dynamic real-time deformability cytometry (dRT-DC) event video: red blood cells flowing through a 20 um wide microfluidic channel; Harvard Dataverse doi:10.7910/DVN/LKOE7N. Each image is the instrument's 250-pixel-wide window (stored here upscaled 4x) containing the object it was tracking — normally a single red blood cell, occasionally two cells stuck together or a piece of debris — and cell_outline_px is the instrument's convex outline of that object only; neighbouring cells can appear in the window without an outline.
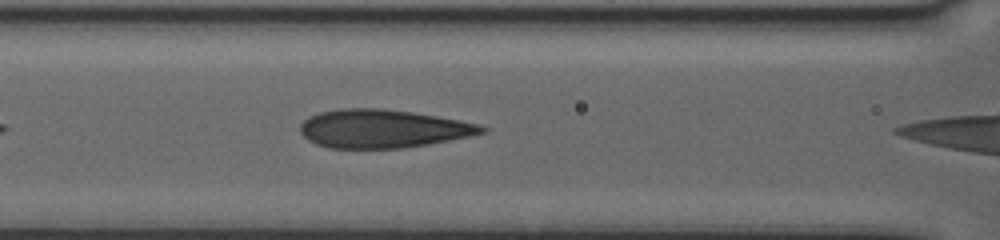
{"species": "human", "species_latin": "Homo sapiens", "temperature_condition": "warm", "stored_images_in_passage": 36, "camera_frame_rate_fps": 3000, "um_per_image_px": 0.085, "donor": {"sex": "female"}, "frame": {"image": 1, "passage_image": 9, "time_ms": 2.667, "image_size_px": [1000, 240], "cell_outline_px": [[488, 132], [472, 136], [428, 144], [404, 148], [328, 148], [316, 144], [308, 140], [300, 132], [300, 124], [308, 116], [320, 112], [340, 108], [380, 108], [412, 112], [460, 120], [480, 124], [488, 128]], "centroid_in_image_um": [32.55, 10.94], "position_along_channel_um": 134.1, "area_um2": 40.81}}
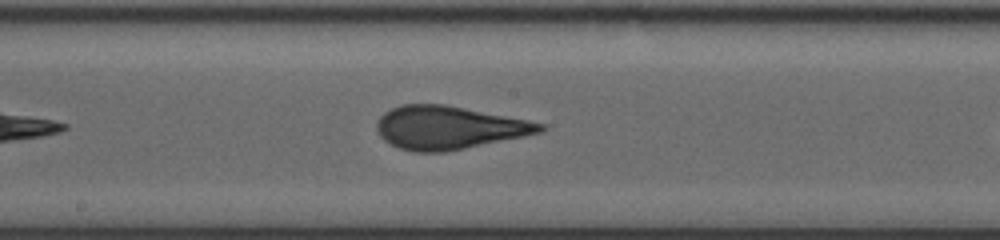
{"frame": {"image": 2, "passage_image": 16, "time_ms": 5.0, "image_size_px": [1000, 240], "cell_outline_px": [[548, 128], [540, 132], [524, 136], [444, 152], [416, 152], [400, 148], [384, 140], [380, 136], [376, 128], [376, 124], [380, 116], [384, 112], [400, 104], [444, 104], [528, 120], [544, 124]], "centroid_in_image_um": [38.12, 10.84], "position_along_channel_um": 210.1, "area_um2": 40.75}}
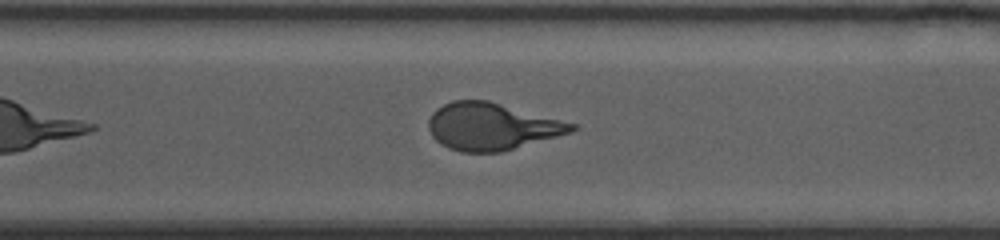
{"frame": {"image": 3, "passage_image": 27, "time_ms": 8.667, "image_size_px": [1000, 240], "cell_outline_px": [[576, 128], [572, 132], [500, 152], [460, 152], [448, 148], [440, 144], [432, 136], [428, 128], [428, 120], [432, 112], [436, 108], [452, 100], [488, 100], [576, 124]], "centroid_in_image_um": [41.74, 10.75], "position_along_channel_um": 328.9, "area_um2": 39.13}}